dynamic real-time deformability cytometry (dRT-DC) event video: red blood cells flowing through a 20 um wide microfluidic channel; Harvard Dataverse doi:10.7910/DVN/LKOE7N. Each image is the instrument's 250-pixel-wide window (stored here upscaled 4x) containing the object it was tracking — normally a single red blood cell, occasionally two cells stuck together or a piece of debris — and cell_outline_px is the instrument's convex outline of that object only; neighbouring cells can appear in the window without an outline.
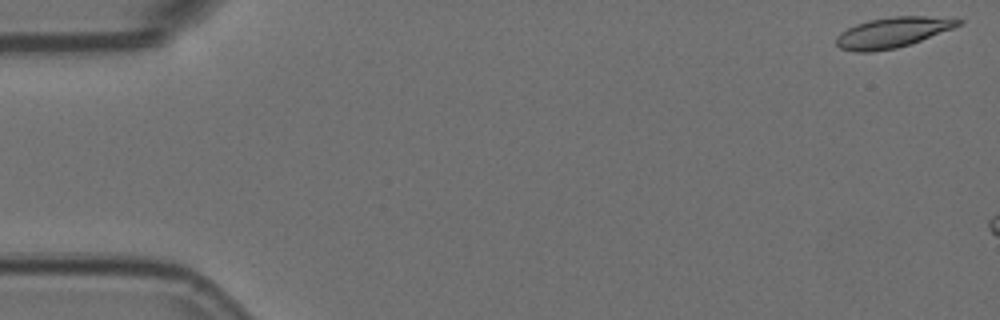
{"species": "Egyptian fruit bat (a non-hibernating species)", "species_latin": "Rousettus aegyptiacus", "temperature_condition": "room temperature", "stored_images_in_passage": 3, "camera_frame_rate_fps": 3000, "um_per_image_px": 0.085, "animal": {"sex": "female"}, "frame": {"image": 1, "passage_image": 1, "time_ms": 0.0, "image_size_px": [1000, 320], "cell_outline_px": [[964, 20], [960, 24], [952, 28], [920, 40], [896, 48], [872, 52], [856, 52], [840, 48], [836, 44], [836, 36], [840, 32], [856, 24], [868, 20], [892, 16], [924, 16]], "centroid_in_image_um": [75.79, 2.76], "position_along_channel_um": 9.2, "area_um2": 21.27}}